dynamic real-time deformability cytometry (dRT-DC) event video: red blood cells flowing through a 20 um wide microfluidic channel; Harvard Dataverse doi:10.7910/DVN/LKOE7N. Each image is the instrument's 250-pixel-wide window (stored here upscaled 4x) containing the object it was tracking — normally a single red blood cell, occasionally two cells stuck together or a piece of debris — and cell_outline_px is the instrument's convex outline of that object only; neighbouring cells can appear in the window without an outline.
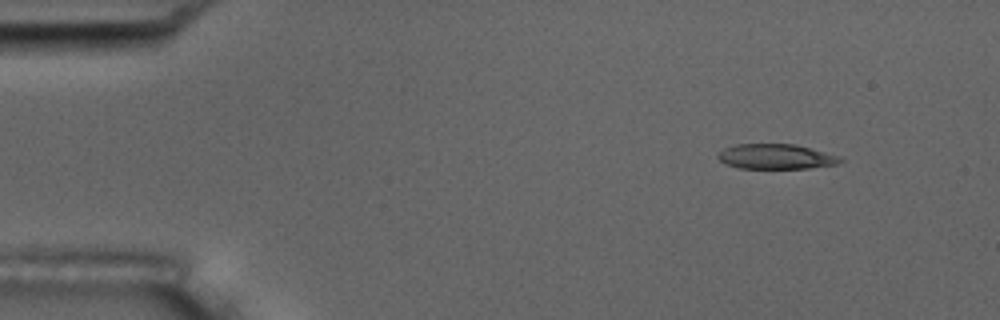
{"species": "common noctule bat (a hibernating species)", "species_latin": "Nyctalus noctula", "temperature_condition": "room temperature", "stored_images_in_passage": 5, "camera_frame_rate_fps": 3000, "um_per_image_px": 0.085, "animal": {"sex": "male", "body_mass_g": 17.5, "forearm_length_mm": 52.3}, "frame": {"image": 1, "passage_image": 2, "time_ms": 1.0, "image_size_px": [1000, 320], "cell_outline_px": [[844, 160], [836, 164], [808, 168], [740, 168], [724, 164], [716, 156], [724, 148], [736, 144], [796, 144], [824, 152], [836, 156]], "centroid_in_image_um": [65.9, 13.31], "position_along_channel_um": 19.1, "area_um2": 17.63}}
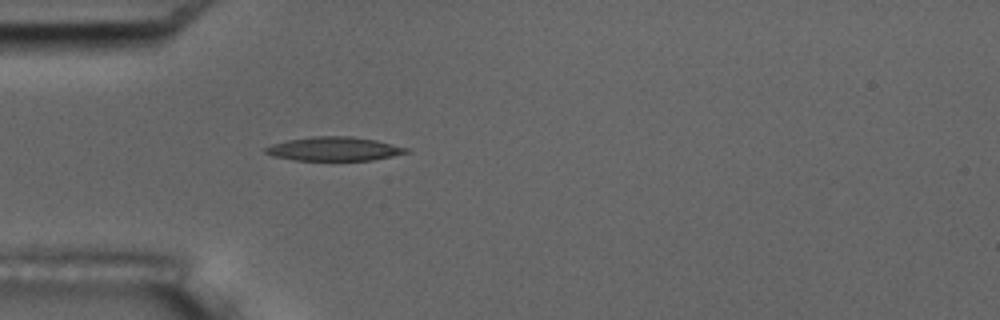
{"frame": {"image": 2, "passage_image": 5, "time_ms": 4.333, "image_size_px": [1000, 320], "cell_outline_px": [[408, 152], [392, 156], [372, 160], [292, 160], [272, 156], [264, 152], [264, 148], [272, 144], [288, 140], [312, 136], [352, 136], [376, 140], [408, 148]], "centroid_in_image_um": [28.36, 12.65], "position_along_channel_um": 56.6, "area_um2": 19.54}}